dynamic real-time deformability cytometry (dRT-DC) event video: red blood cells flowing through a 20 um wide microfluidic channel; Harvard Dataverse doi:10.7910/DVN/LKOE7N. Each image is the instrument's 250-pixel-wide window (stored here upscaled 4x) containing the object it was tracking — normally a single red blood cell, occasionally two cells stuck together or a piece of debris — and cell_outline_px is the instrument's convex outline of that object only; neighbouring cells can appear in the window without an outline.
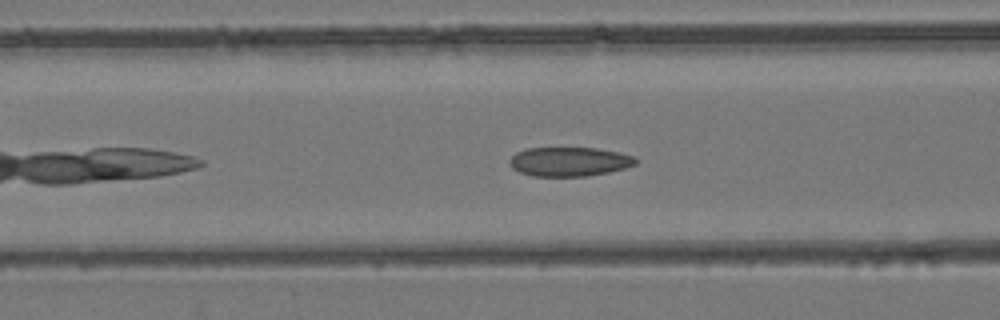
{"species": "common noctule bat (a hibernating species)", "species_latin": "Nyctalus noctula", "temperature_condition": "room temperature", "stored_images_in_passage": 34, "camera_frame_rate_fps": 3000, "um_per_image_px": 0.085, "animal": {"sex": "female", "body_mass_g": 24.6, "forearm_length_mm": 56.2}, "frame": {"image": 1, "passage_image": 8, "time_ms": 2.333, "image_size_px": [1000, 320], "cell_outline_px": [[636, 164], [624, 168], [608, 172], [584, 176], [532, 176], [520, 172], [512, 168], [508, 164], [508, 160], [516, 152], [524, 148], [596, 148], [620, 152], [632, 156], [636, 160]], "centroid_in_image_um": [48.34, 13.73], "position_along_channel_um": 118.3, "area_um2": 21.44}}
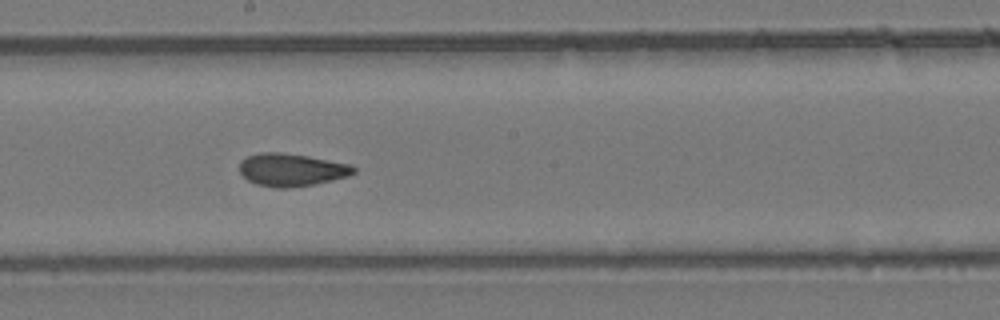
{"frame": {"image": 2, "passage_image": 16, "time_ms": 5.0, "image_size_px": [1000, 320], "cell_outline_px": [[356, 172], [348, 176], [332, 180], [312, 184], [288, 188], [276, 188], [256, 184], [248, 180], [240, 172], [240, 160], [248, 156], [260, 152], [280, 152], [308, 156], [352, 164], [356, 168]], "centroid_in_image_um": [24.79, 14.42], "position_along_channel_um": 223.4, "area_um2": 21.79}}
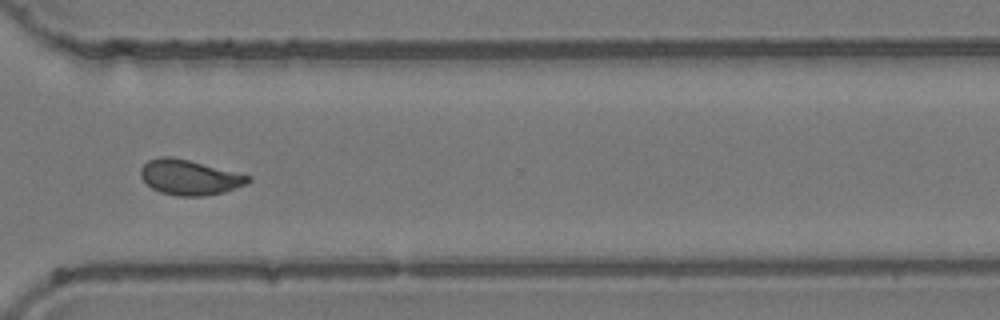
{"frame": {"image": 3, "passage_image": 26, "time_ms": 8.333, "image_size_px": [1000, 320], "cell_outline_px": [[252, 180], [248, 184], [224, 192], [204, 196], [176, 196], [160, 192], [152, 188], [140, 176], [140, 168], [148, 160], [160, 156], [172, 156], [252, 176]], "centroid_in_image_um": [16.12, 15.07], "position_along_channel_um": 354.5, "area_um2": 22.08}, "authors_computed_cell_mechanics": {"area_um2": 21.4727, "velocity_mm_per_s": 3.9363, "shape_relaxation_time_tau1_ms": null, "shape_relaxation_time_tau2_ms": 1.6893, "deformation_change_tau1": null, "deformation_change_tau2": 0.0783}}